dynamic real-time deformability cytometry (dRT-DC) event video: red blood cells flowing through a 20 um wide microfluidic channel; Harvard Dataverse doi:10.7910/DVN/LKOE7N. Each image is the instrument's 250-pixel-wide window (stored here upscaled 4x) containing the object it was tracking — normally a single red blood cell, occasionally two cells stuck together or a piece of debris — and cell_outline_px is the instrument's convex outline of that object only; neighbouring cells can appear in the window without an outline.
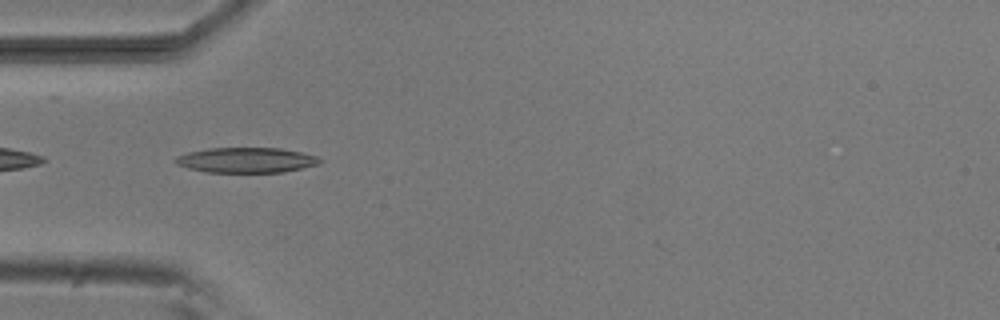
{"species": "common noctule bat (a hibernating species)", "species_latin": "Nyctalus noctula", "temperature_condition": "room temperature", "stored_images_in_passage": 4, "camera_frame_rate_fps": 3000, "um_per_image_px": 0.085, "animal": {"sex": "male", "body_mass_g": 20.5, "forearm_length_mm": 52.5}, "frame": {"image": 1, "passage_image": 1, "time_ms": 0.0, "image_size_px": [1000, 320], "cell_outline_px": [[324, 160], [320, 164], [284, 172], [204, 172], [188, 168], [176, 164], [172, 160], [176, 156], [188, 152], [208, 148], [280, 148], [300, 152], [316, 156]], "centroid_in_image_um": [20.92, 13.61], "position_along_channel_um": 64.1, "area_um2": 21.33}}
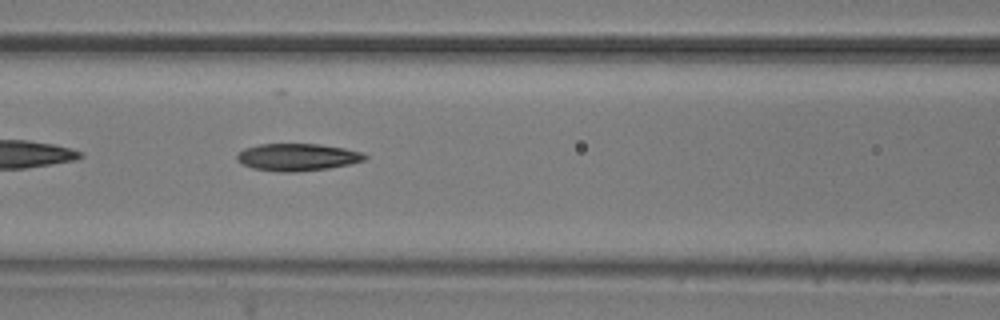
{"frame": {"image": 2, "passage_image": 3, "time_ms": 2.0, "image_size_px": [1000, 320], "cell_outline_px": [[368, 156], [364, 160], [348, 164], [328, 168], [296, 172], [280, 172], [252, 168], [236, 160], [236, 156], [244, 148], [260, 144], [320, 144], [344, 148], [360, 152]], "centroid_in_image_um": [25.25, 13.35], "position_along_channel_um": 141.3, "area_um2": 20.17}}
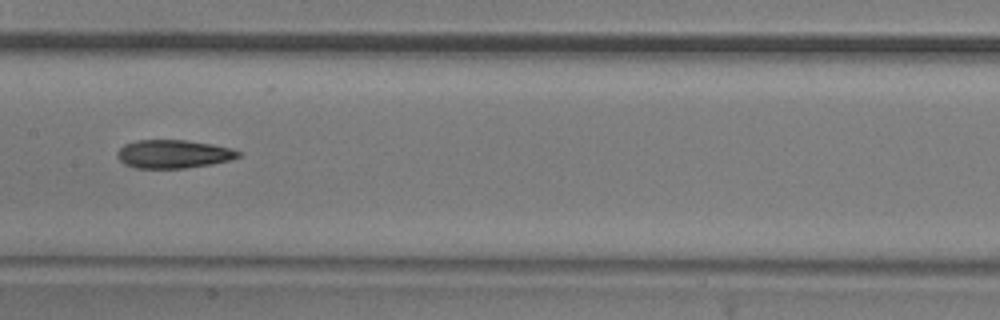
{"frame": {"image": 3, "passage_image": 4, "time_ms": 3.333, "image_size_px": [1000, 320], "cell_outline_px": [[240, 156], [228, 160], [212, 164], [184, 168], [136, 168], [124, 164], [116, 156], [116, 152], [124, 144], [136, 140], [184, 140], [212, 144], [228, 148], [240, 152]], "centroid_in_image_um": [14.68, 13.09], "position_along_channel_um": 192.7, "area_um2": 19.88}}